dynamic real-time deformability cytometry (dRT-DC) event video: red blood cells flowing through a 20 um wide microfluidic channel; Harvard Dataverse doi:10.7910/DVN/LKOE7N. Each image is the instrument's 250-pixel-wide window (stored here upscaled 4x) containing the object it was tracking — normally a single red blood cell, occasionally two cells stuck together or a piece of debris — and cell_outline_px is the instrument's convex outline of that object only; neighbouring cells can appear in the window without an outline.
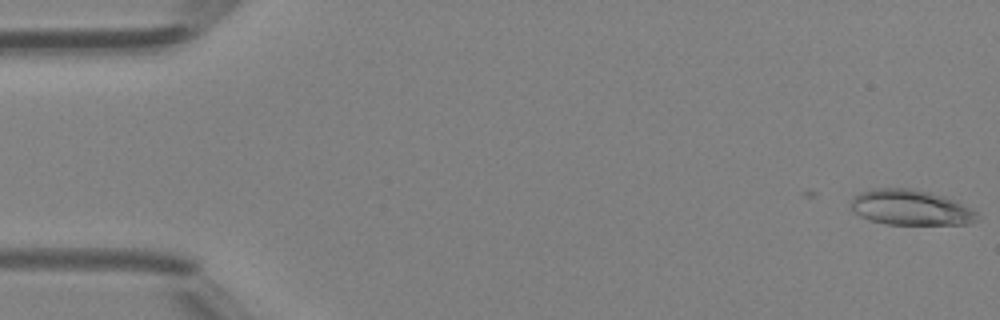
{"species": "Egyptian fruit bat (a non-hibernating species)", "species_latin": "Rousettus aegyptiacus", "temperature_condition": "room temperature", "stored_images_in_passage": 10, "camera_frame_rate_fps": 3000, "um_per_image_px": 0.085, "animal": {"sex": "female"}, "frame": {"image": 1, "passage_image": 1, "time_ms": 0.0, "image_size_px": [1000, 320], "cell_outline_px": [[980, 216], [976, 220], [968, 224], [888, 224], [868, 220], [860, 216], [852, 208], [852, 196], [860, 192], [872, 188], [912, 188], [944, 196], [976, 212]], "centroid_in_image_um": [77.36, 17.63], "position_along_channel_um": 7.6, "area_um2": 25.78}}